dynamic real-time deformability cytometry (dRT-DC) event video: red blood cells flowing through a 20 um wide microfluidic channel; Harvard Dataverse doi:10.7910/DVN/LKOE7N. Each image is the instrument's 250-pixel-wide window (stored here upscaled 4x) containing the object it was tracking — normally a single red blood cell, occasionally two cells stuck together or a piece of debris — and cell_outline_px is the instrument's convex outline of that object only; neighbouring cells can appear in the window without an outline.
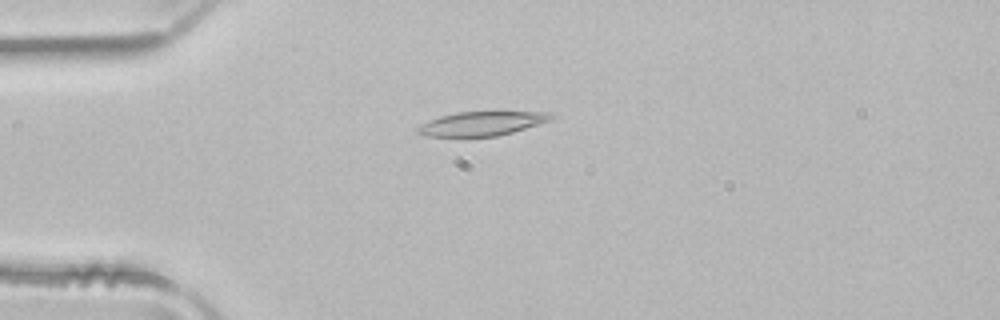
{"species": "common noctule bat (a hibernating species)", "species_latin": "Nyctalus noctula", "temperature_condition": "room temperature", "stored_images_in_passage": 46, "camera_frame_rate_fps": 3000, "um_per_image_px": 0.085, "animal": {"sex": "male", "body_mass_g": 21.5, "forearm_length_mm": 52.0}, "frame": {"image": 1, "passage_image": 8, "time_ms": 2.333, "image_size_px": [1000, 320], "cell_outline_px": [[556, 116], [548, 120], [512, 132], [496, 136], [424, 136], [416, 132], [416, 128], [428, 120], [440, 116], [456, 112], [552, 112]], "centroid_in_image_um": [40.9, 10.5], "position_along_channel_um": 44.1, "area_um2": 18.44}}
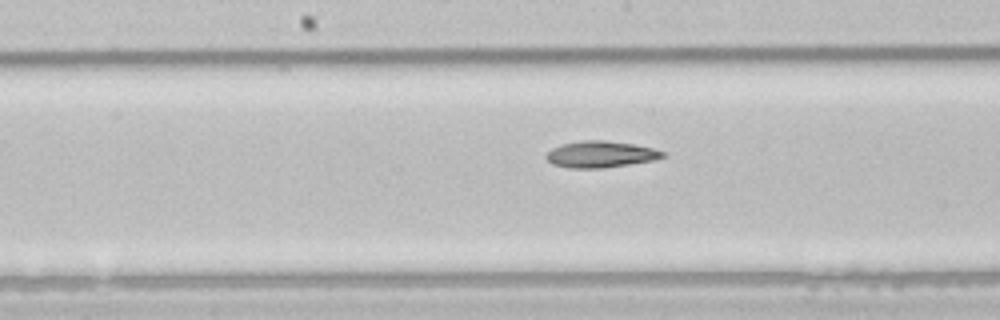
{"frame": {"image": 2, "passage_image": 21, "time_ms": 6.667, "image_size_px": [1000, 320], "cell_outline_px": [[668, 156], [652, 160], [604, 168], [568, 168], [552, 164], [544, 156], [552, 148], [560, 144], [584, 140], [604, 140], [632, 144], [652, 148], [668, 152]], "centroid_in_image_um": [51.05, 13.11], "position_along_channel_um": 197.1, "area_um2": 18.03}}
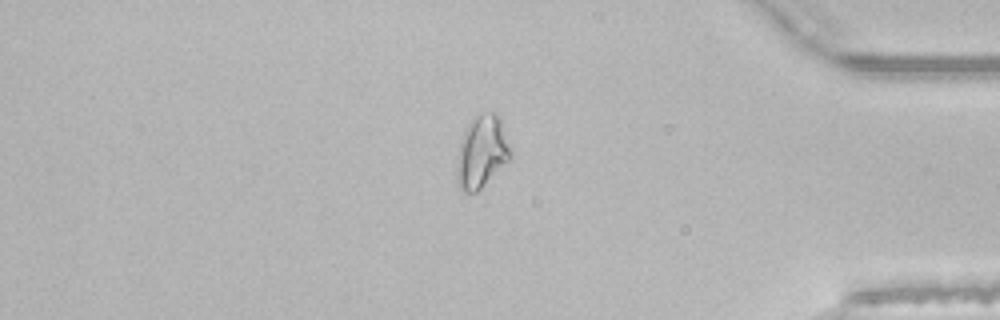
{"frame": {"image": 3, "passage_image": 38, "time_ms": 12.333, "image_size_px": [1000, 320], "cell_outline_px": [[512, 156], [476, 192], [464, 192], [460, 188], [456, 180], [456, 160], [460, 140], [472, 116], [480, 112], [496, 112], [500, 116], [512, 152]], "centroid_in_image_um": [40.93, 12.85], "position_along_channel_um": 394.3, "area_um2": 22.83}}